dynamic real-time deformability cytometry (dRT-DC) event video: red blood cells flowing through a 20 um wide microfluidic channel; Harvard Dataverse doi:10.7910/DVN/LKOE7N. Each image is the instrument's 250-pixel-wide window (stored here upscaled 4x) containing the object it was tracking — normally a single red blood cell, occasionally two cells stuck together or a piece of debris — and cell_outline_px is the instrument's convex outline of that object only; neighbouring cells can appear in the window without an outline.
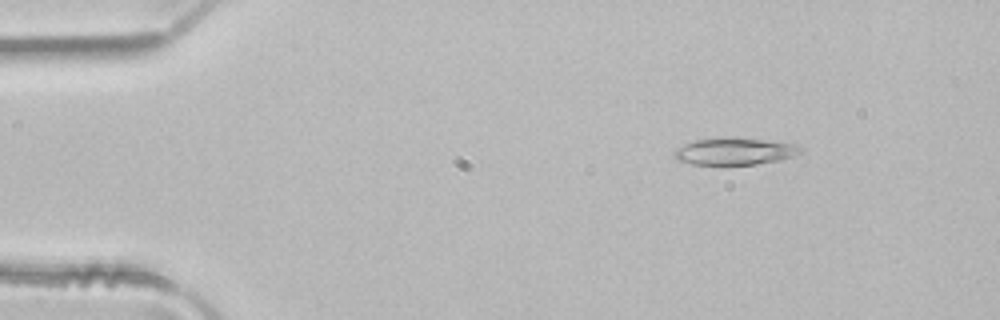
{"species": "common noctule bat (a hibernating species)", "species_latin": "Nyctalus noctula", "temperature_condition": "room temperature", "stored_images_in_passage": 3, "camera_frame_rate_fps": 3000, "um_per_image_px": 0.085, "animal": {"sex": "male", "body_mass_g": 21.5, "forearm_length_mm": 52.0}, "frame": {"image": 1, "passage_image": 1, "time_ms": 0.0, "image_size_px": [1000, 320], "cell_outline_px": [[800, 152], [792, 156], [780, 160], [756, 164], [724, 168], [692, 164], [676, 160], [672, 152], [684, 144], [692, 140], [764, 140], [796, 144], [800, 148]], "centroid_in_image_um": [62.37, 12.96], "position_along_channel_um": 22.6, "area_um2": 19.77}}